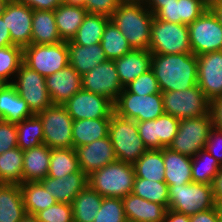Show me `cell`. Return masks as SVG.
<instances>
[{"mask_svg":"<svg viewBox=\"0 0 222 222\" xmlns=\"http://www.w3.org/2000/svg\"><path fill=\"white\" fill-rule=\"evenodd\" d=\"M197 69L193 53L152 54L151 70L161 92L183 91L197 85Z\"/></svg>","mask_w":222,"mask_h":222,"instance_id":"obj_1","label":"cell"},{"mask_svg":"<svg viewBox=\"0 0 222 222\" xmlns=\"http://www.w3.org/2000/svg\"><path fill=\"white\" fill-rule=\"evenodd\" d=\"M153 18L143 2L119 3L110 17L132 49L143 50H149Z\"/></svg>","mask_w":222,"mask_h":222,"instance_id":"obj_2","label":"cell"},{"mask_svg":"<svg viewBox=\"0 0 222 222\" xmlns=\"http://www.w3.org/2000/svg\"><path fill=\"white\" fill-rule=\"evenodd\" d=\"M135 179L133 164L116 160L92 172L88 185L102 197L124 198L132 193Z\"/></svg>","mask_w":222,"mask_h":222,"instance_id":"obj_3","label":"cell"},{"mask_svg":"<svg viewBox=\"0 0 222 222\" xmlns=\"http://www.w3.org/2000/svg\"><path fill=\"white\" fill-rule=\"evenodd\" d=\"M108 136L118 161L134 164L148 150L139 137L136 121L115 113L110 119Z\"/></svg>","mask_w":222,"mask_h":222,"instance_id":"obj_4","label":"cell"},{"mask_svg":"<svg viewBox=\"0 0 222 222\" xmlns=\"http://www.w3.org/2000/svg\"><path fill=\"white\" fill-rule=\"evenodd\" d=\"M149 51L151 54L192 53L188 25L162 21L154 16Z\"/></svg>","mask_w":222,"mask_h":222,"instance_id":"obj_5","label":"cell"},{"mask_svg":"<svg viewBox=\"0 0 222 222\" xmlns=\"http://www.w3.org/2000/svg\"><path fill=\"white\" fill-rule=\"evenodd\" d=\"M168 191V209L188 216L216 206L212 185L190 182L180 186H168Z\"/></svg>","mask_w":222,"mask_h":222,"instance_id":"obj_6","label":"cell"},{"mask_svg":"<svg viewBox=\"0 0 222 222\" xmlns=\"http://www.w3.org/2000/svg\"><path fill=\"white\" fill-rule=\"evenodd\" d=\"M213 127L211 113L206 116L181 119L178 132L168 148L188 157L195 156L199 151L205 149Z\"/></svg>","mask_w":222,"mask_h":222,"instance_id":"obj_7","label":"cell"},{"mask_svg":"<svg viewBox=\"0 0 222 222\" xmlns=\"http://www.w3.org/2000/svg\"><path fill=\"white\" fill-rule=\"evenodd\" d=\"M23 63L44 77L69 64L68 43L30 44L23 48Z\"/></svg>","mask_w":222,"mask_h":222,"instance_id":"obj_8","label":"cell"},{"mask_svg":"<svg viewBox=\"0 0 222 222\" xmlns=\"http://www.w3.org/2000/svg\"><path fill=\"white\" fill-rule=\"evenodd\" d=\"M164 112L181 120L210 114L211 101L198 84L183 91L162 92Z\"/></svg>","mask_w":222,"mask_h":222,"instance_id":"obj_9","label":"cell"},{"mask_svg":"<svg viewBox=\"0 0 222 222\" xmlns=\"http://www.w3.org/2000/svg\"><path fill=\"white\" fill-rule=\"evenodd\" d=\"M114 113L136 122L153 120L164 114L162 93L138 95L125 87L114 103Z\"/></svg>","mask_w":222,"mask_h":222,"instance_id":"obj_10","label":"cell"},{"mask_svg":"<svg viewBox=\"0 0 222 222\" xmlns=\"http://www.w3.org/2000/svg\"><path fill=\"white\" fill-rule=\"evenodd\" d=\"M42 121L44 142L51 149L73 148V118L64 105L52 104L36 114Z\"/></svg>","mask_w":222,"mask_h":222,"instance_id":"obj_11","label":"cell"},{"mask_svg":"<svg viewBox=\"0 0 222 222\" xmlns=\"http://www.w3.org/2000/svg\"><path fill=\"white\" fill-rule=\"evenodd\" d=\"M11 84L19 96L26 101L33 114H38L53 104L46 88L45 77L24 63L19 66Z\"/></svg>","mask_w":222,"mask_h":222,"instance_id":"obj_12","label":"cell"},{"mask_svg":"<svg viewBox=\"0 0 222 222\" xmlns=\"http://www.w3.org/2000/svg\"><path fill=\"white\" fill-rule=\"evenodd\" d=\"M188 30L194 55L222 50V25L210 7L188 25Z\"/></svg>","mask_w":222,"mask_h":222,"instance_id":"obj_13","label":"cell"},{"mask_svg":"<svg viewBox=\"0 0 222 222\" xmlns=\"http://www.w3.org/2000/svg\"><path fill=\"white\" fill-rule=\"evenodd\" d=\"M63 105L73 120L111 118L114 113L111 100L82 88Z\"/></svg>","mask_w":222,"mask_h":222,"instance_id":"obj_14","label":"cell"},{"mask_svg":"<svg viewBox=\"0 0 222 222\" xmlns=\"http://www.w3.org/2000/svg\"><path fill=\"white\" fill-rule=\"evenodd\" d=\"M82 89L105 96L116 102L123 86L118 77L114 60H107L81 76Z\"/></svg>","mask_w":222,"mask_h":222,"instance_id":"obj_15","label":"cell"},{"mask_svg":"<svg viewBox=\"0 0 222 222\" xmlns=\"http://www.w3.org/2000/svg\"><path fill=\"white\" fill-rule=\"evenodd\" d=\"M197 84L210 100L222 98V50L197 56Z\"/></svg>","mask_w":222,"mask_h":222,"instance_id":"obj_16","label":"cell"},{"mask_svg":"<svg viewBox=\"0 0 222 222\" xmlns=\"http://www.w3.org/2000/svg\"><path fill=\"white\" fill-rule=\"evenodd\" d=\"M33 10L27 5L9 0L1 15L11 37V45L22 48L31 44Z\"/></svg>","mask_w":222,"mask_h":222,"instance_id":"obj_17","label":"cell"},{"mask_svg":"<svg viewBox=\"0 0 222 222\" xmlns=\"http://www.w3.org/2000/svg\"><path fill=\"white\" fill-rule=\"evenodd\" d=\"M74 149L79 168L87 176L117 160L109 136L95 140L87 145L75 147Z\"/></svg>","mask_w":222,"mask_h":222,"instance_id":"obj_18","label":"cell"},{"mask_svg":"<svg viewBox=\"0 0 222 222\" xmlns=\"http://www.w3.org/2000/svg\"><path fill=\"white\" fill-rule=\"evenodd\" d=\"M45 81L53 104L63 105L82 88L81 75L70 64L45 77Z\"/></svg>","mask_w":222,"mask_h":222,"instance_id":"obj_19","label":"cell"},{"mask_svg":"<svg viewBox=\"0 0 222 222\" xmlns=\"http://www.w3.org/2000/svg\"><path fill=\"white\" fill-rule=\"evenodd\" d=\"M39 182L57 202L72 204L75 197L88 185V176L80 169L61 178L46 176Z\"/></svg>","mask_w":222,"mask_h":222,"instance_id":"obj_20","label":"cell"},{"mask_svg":"<svg viewBox=\"0 0 222 222\" xmlns=\"http://www.w3.org/2000/svg\"><path fill=\"white\" fill-rule=\"evenodd\" d=\"M128 222H162L167 208L130 193L122 198Z\"/></svg>","mask_w":222,"mask_h":222,"instance_id":"obj_21","label":"cell"},{"mask_svg":"<svg viewBox=\"0 0 222 222\" xmlns=\"http://www.w3.org/2000/svg\"><path fill=\"white\" fill-rule=\"evenodd\" d=\"M151 58L152 54L149 50L132 49L121 58L115 59V67L121 85L125 87L151 69Z\"/></svg>","mask_w":222,"mask_h":222,"instance_id":"obj_22","label":"cell"},{"mask_svg":"<svg viewBox=\"0 0 222 222\" xmlns=\"http://www.w3.org/2000/svg\"><path fill=\"white\" fill-rule=\"evenodd\" d=\"M22 183L38 182L49 172L51 148L46 144L23 151Z\"/></svg>","mask_w":222,"mask_h":222,"instance_id":"obj_23","label":"cell"},{"mask_svg":"<svg viewBox=\"0 0 222 222\" xmlns=\"http://www.w3.org/2000/svg\"><path fill=\"white\" fill-rule=\"evenodd\" d=\"M33 115L15 87L12 84H3L0 88V120L17 124Z\"/></svg>","mask_w":222,"mask_h":222,"instance_id":"obj_24","label":"cell"},{"mask_svg":"<svg viewBox=\"0 0 222 222\" xmlns=\"http://www.w3.org/2000/svg\"><path fill=\"white\" fill-rule=\"evenodd\" d=\"M163 158L165 182L168 186H180L193 182L191 174V157L172 151L168 147H164Z\"/></svg>","mask_w":222,"mask_h":222,"instance_id":"obj_25","label":"cell"},{"mask_svg":"<svg viewBox=\"0 0 222 222\" xmlns=\"http://www.w3.org/2000/svg\"><path fill=\"white\" fill-rule=\"evenodd\" d=\"M69 64L82 76L102 62L107 57L101 43L83 46L75 43H68Z\"/></svg>","mask_w":222,"mask_h":222,"instance_id":"obj_26","label":"cell"},{"mask_svg":"<svg viewBox=\"0 0 222 222\" xmlns=\"http://www.w3.org/2000/svg\"><path fill=\"white\" fill-rule=\"evenodd\" d=\"M25 215L20 185L0 183V222H20Z\"/></svg>","mask_w":222,"mask_h":222,"instance_id":"obj_27","label":"cell"},{"mask_svg":"<svg viewBox=\"0 0 222 222\" xmlns=\"http://www.w3.org/2000/svg\"><path fill=\"white\" fill-rule=\"evenodd\" d=\"M87 13L84 6L65 3L54 10L57 31L62 41H71Z\"/></svg>","mask_w":222,"mask_h":222,"instance_id":"obj_28","label":"cell"},{"mask_svg":"<svg viewBox=\"0 0 222 222\" xmlns=\"http://www.w3.org/2000/svg\"><path fill=\"white\" fill-rule=\"evenodd\" d=\"M111 118L73 120V148L108 136Z\"/></svg>","mask_w":222,"mask_h":222,"instance_id":"obj_29","label":"cell"},{"mask_svg":"<svg viewBox=\"0 0 222 222\" xmlns=\"http://www.w3.org/2000/svg\"><path fill=\"white\" fill-rule=\"evenodd\" d=\"M61 41L54 11L33 10L31 44H56Z\"/></svg>","mask_w":222,"mask_h":222,"instance_id":"obj_30","label":"cell"},{"mask_svg":"<svg viewBox=\"0 0 222 222\" xmlns=\"http://www.w3.org/2000/svg\"><path fill=\"white\" fill-rule=\"evenodd\" d=\"M137 178L165 182V167L162 149L147 150L134 164Z\"/></svg>","mask_w":222,"mask_h":222,"instance_id":"obj_31","label":"cell"},{"mask_svg":"<svg viewBox=\"0 0 222 222\" xmlns=\"http://www.w3.org/2000/svg\"><path fill=\"white\" fill-rule=\"evenodd\" d=\"M103 197L87 185L72 202L74 222H94Z\"/></svg>","mask_w":222,"mask_h":222,"instance_id":"obj_32","label":"cell"},{"mask_svg":"<svg viewBox=\"0 0 222 222\" xmlns=\"http://www.w3.org/2000/svg\"><path fill=\"white\" fill-rule=\"evenodd\" d=\"M110 17L87 13L77 33L67 43L89 46L101 43L104 28Z\"/></svg>","mask_w":222,"mask_h":222,"instance_id":"obj_33","label":"cell"},{"mask_svg":"<svg viewBox=\"0 0 222 222\" xmlns=\"http://www.w3.org/2000/svg\"><path fill=\"white\" fill-rule=\"evenodd\" d=\"M20 188L26 214L36 215L57 202L39 181L22 183Z\"/></svg>","mask_w":222,"mask_h":222,"instance_id":"obj_34","label":"cell"},{"mask_svg":"<svg viewBox=\"0 0 222 222\" xmlns=\"http://www.w3.org/2000/svg\"><path fill=\"white\" fill-rule=\"evenodd\" d=\"M17 146L22 150L40 146L44 142L43 124L41 119L34 114L16 124Z\"/></svg>","mask_w":222,"mask_h":222,"instance_id":"obj_35","label":"cell"},{"mask_svg":"<svg viewBox=\"0 0 222 222\" xmlns=\"http://www.w3.org/2000/svg\"><path fill=\"white\" fill-rule=\"evenodd\" d=\"M23 151L13 148L0 154V183L22 184Z\"/></svg>","mask_w":222,"mask_h":222,"instance_id":"obj_36","label":"cell"},{"mask_svg":"<svg viewBox=\"0 0 222 222\" xmlns=\"http://www.w3.org/2000/svg\"><path fill=\"white\" fill-rule=\"evenodd\" d=\"M101 46L108 60L121 58L132 50L126 38L111 19L104 28Z\"/></svg>","mask_w":222,"mask_h":222,"instance_id":"obj_37","label":"cell"},{"mask_svg":"<svg viewBox=\"0 0 222 222\" xmlns=\"http://www.w3.org/2000/svg\"><path fill=\"white\" fill-rule=\"evenodd\" d=\"M191 161L192 181L194 183L212 185V182L221 167L219 162L206 149L201 150L195 156H192Z\"/></svg>","mask_w":222,"mask_h":222,"instance_id":"obj_38","label":"cell"},{"mask_svg":"<svg viewBox=\"0 0 222 222\" xmlns=\"http://www.w3.org/2000/svg\"><path fill=\"white\" fill-rule=\"evenodd\" d=\"M80 170L77 155L74 148L51 149L49 164V177L61 178L64 175Z\"/></svg>","mask_w":222,"mask_h":222,"instance_id":"obj_39","label":"cell"},{"mask_svg":"<svg viewBox=\"0 0 222 222\" xmlns=\"http://www.w3.org/2000/svg\"><path fill=\"white\" fill-rule=\"evenodd\" d=\"M132 193L147 201L164 205L168 209L169 191L166 182L151 181L135 176Z\"/></svg>","mask_w":222,"mask_h":222,"instance_id":"obj_40","label":"cell"},{"mask_svg":"<svg viewBox=\"0 0 222 222\" xmlns=\"http://www.w3.org/2000/svg\"><path fill=\"white\" fill-rule=\"evenodd\" d=\"M23 63V48L17 45L0 47V81L11 84Z\"/></svg>","mask_w":222,"mask_h":222,"instance_id":"obj_41","label":"cell"},{"mask_svg":"<svg viewBox=\"0 0 222 222\" xmlns=\"http://www.w3.org/2000/svg\"><path fill=\"white\" fill-rule=\"evenodd\" d=\"M94 222H128L121 198L103 197Z\"/></svg>","mask_w":222,"mask_h":222,"instance_id":"obj_42","label":"cell"},{"mask_svg":"<svg viewBox=\"0 0 222 222\" xmlns=\"http://www.w3.org/2000/svg\"><path fill=\"white\" fill-rule=\"evenodd\" d=\"M38 222H74L72 204L56 202L36 215Z\"/></svg>","mask_w":222,"mask_h":222,"instance_id":"obj_43","label":"cell"},{"mask_svg":"<svg viewBox=\"0 0 222 222\" xmlns=\"http://www.w3.org/2000/svg\"><path fill=\"white\" fill-rule=\"evenodd\" d=\"M180 120L170 114H162L156 118V137L168 147L178 132Z\"/></svg>","mask_w":222,"mask_h":222,"instance_id":"obj_44","label":"cell"},{"mask_svg":"<svg viewBox=\"0 0 222 222\" xmlns=\"http://www.w3.org/2000/svg\"><path fill=\"white\" fill-rule=\"evenodd\" d=\"M125 88L134 94L149 95L154 93H162L158 81L151 69L135 78L125 86Z\"/></svg>","mask_w":222,"mask_h":222,"instance_id":"obj_45","label":"cell"},{"mask_svg":"<svg viewBox=\"0 0 222 222\" xmlns=\"http://www.w3.org/2000/svg\"><path fill=\"white\" fill-rule=\"evenodd\" d=\"M177 2L180 10V24L189 25L209 8L206 0H177Z\"/></svg>","mask_w":222,"mask_h":222,"instance_id":"obj_46","label":"cell"},{"mask_svg":"<svg viewBox=\"0 0 222 222\" xmlns=\"http://www.w3.org/2000/svg\"><path fill=\"white\" fill-rule=\"evenodd\" d=\"M139 137L143 140L145 147L149 149H162L165 146L156 137V119L136 122Z\"/></svg>","mask_w":222,"mask_h":222,"instance_id":"obj_47","label":"cell"},{"mask_svg":"<svg viewBox=\"0 0 222 222\" xmlns=\"http://www.w3.org/2000/svg\"><path fill=\"white\" fill-rule=\"evenodd\" d=\"M16 147H18L16 124L0 120V154Z\"/></svg>","mask_w":222,"mask_h":222,"instance_id":"obj_48","label":"cell"},{"mask_svg":"<svg viewBox=\"0 0 222 222\" xmlns=\"http://www.w3.org/2000/svg\"><path fill=\"white\" fill-rule=\"evenodd\" d=\"M118 5V0H86L84 7L88 13L111 17Z\"/></svg>","mask_w":222,"mask_h":222,"instance_id":"obj_49","label":"cell"},{"mask_svg":"<svg viewBox=\"0 0 222 222\" xmlns=\"http://www.w3.org/2000/svg\"><path fill=\"white\" fill-rule=\"evenodd\" d=\"M205 149L222 165V130L215 127L211 129Z\"/></svg>","mask_w":222,"mask_h":222,"instance_id":"obj_50","label":"cell"},{"mask_svg":"<svg viewBox=\"0 0 222 222\" xmlns=\"http://www.w3.org/2000/svg\"><path fill=\"white\" fill-rule=\"evenodd\" d=\"M157 19L180 24V10L177 0L161 3V9L154 15Z\"/></svg>","mask_w":222,"mask_h":222,"instance_id":"obj_51","label":"cell"},{"mask_svg":"<svg viewBox=\"0 0 222 222\" xmlns=\"http://www.w3.org/2000/svg\"><path fill=\"white\" fill-rule=\"evenodd\" d=\"M20 4L27 5L32 10H51L54 11L63 0H14Z\"/></svg>","mask_w":222,"mask_h":222,"instance_id":"obj_52","label":"cell"},{"mask_svg":"<svg viewBox=\"0 0 222 222\" xmlns=\"http://www.w3.org/2000/svg\"><path fill=\"white\" fill-rule=\"evenodd\" d=\"M190 222H221L220 208L215 206L212 209L200 211L191 215Z\"/></svg>","mask_w":222,"mask_h":222,"instance_id":"obj_53","label":"cell"},{"mask_svg":"<svg viewBox=\"0 0 222 222\" xmlns=\"http://www.w3.org/2000/svg\"><path fill=\"white\" fill-rule=\"evenodd\" d=\"M210 113L212 114L213 126L222 130V98L211 101Z\"/></svg>","mask_w":222,"mask_h":222,"instance_id":"obj_54","label":"cell"},{"mask_svg":"<svg viewBox=\"0 0 222 222\" xmlns=\"http://www.w3.org/2000/svg\"><path fill=\"white\" fill-rule=\"evenodd\" d=\"M212 190L215 205L222 208V165L212 182Z\"/></svg>","mask_w":222,"mask_h":222,"instance_id":"obj_55","label":"cell"},{"mask_svg":"<svg viewBox=\"0 0 222 222\" xmlns=\"http://www.w3.org/2000/svg\"><path fill=\"white\" fill-rule=\"evenodd\" d=\"M162 222H190V216L167 209Z\"/></svg>","mask_w":222,"mask_h":222,"instance_id":"obj_56","label":"cell"},{"mask_svg":"<svg viewBox=\"0 0 222 222\" xmlns=\"http://www.w3.org/2000/svg\"><path fill=\"white\" fill-rule=\"evenodd\" d=\"M11 45V37L9 30L0 16V47H6Z\"/></svg>","mask_w":222,"mask_h":222,"instance_id":"obj_57","label":"cell"},{"mask_svg":"<svg viewBox=\"0 0 222 222\" xmlns=\"http://www.w3.org/2000/svg\"><path fill=\"white\" fill-rule=\"evenodd\" d=\"M174 0H144L146 8L155 15L161 9V3H170Z\"/></svg>","mask_w":222,"mask_h":222,"instance_id":"obj_58","label":"cell"},{"mask_svg":"<svg viewBox=\"0 0 222 222\" xmlns=\"http://www.w3.org/2000/svg\"><path fill=\"white\" fill-rule=\"evenodd\" d=\"M209 7L218 17L219 22L222 25V0L212 2L211 4H209Z\"/></svg>","mask_w":222,"mask_h":222,"instance_id":"obj_59","label":"cell"},{"mask_svg":"<svg viewBox=\"0 0 222 222\" xmlns=\"http://www.w3.org/2000/svg\"><path fill=\"white\" fill-rule=\"evenodd\" d=\"M63 3L76 6H85L86 0H63Z\"/></svg>","mask_w":222,"mask_h":222,"instance_id":"obj_60","label":"cell"},{"mask_svg":"<svg viewBox=\"0 0 222 222\" xmlns=\"http://www.w3.org/2000/svg\"><path fill=\"white\" fill-rule=\"evenodd\" d=\"M20 222H38L35 215L26 214Z\"/></svg>","mask_w":222,"mask_h":222,"instance_id":"obj_61","label":"cell"},{"mask_svg":"<svg viewBox=\"0 0 222 222\" xmlns=\"http://www.w3.org/2000/svg\"><path fill=\"white\" fill-rule=\"evenodd\" d=\"M9 0H0V16L3 14L6 4Z\"/></svg>","mask_w":222,"mask_h":222,"instance_id":"obj_62","label":"cell"},{"mask_svg":"<svg viewBox=\"0 0 222 222\" xmlns=\"http://www.w3.org/2000/svg\"><path fill=\"white\" fill-rule=\"evenodd\" d=\"M119 3H137L144 2V0H118Z\"/></svg>","mask_w":222,"mask_h":222,"instance_id":"obj_63","label":"cell"},{"mask_svg":"<svg viewBox=\"0 0 222 222\" xmlns=\"http://www.w3.org/2000/svg\"><path fill=\"white\" fill-rule=\"evenodd\" d=\"M208 4H211L214 1H220V0H206Z\"/></svg>","mask_w":222,"mask_h":222,"instance_id":"obj_64","label":"cell"},{"mask_svg":"<svg viewBox=\"0 0 222 222\" xmlns=\"http://www.w3.org/2000/svg\"><path fill=\"white\" fill-rule=\"evenodd\" d=\"M220 213H221V222H222V208H220Z\"/></svg>","mask_w":222,"mask_h":222,"instance_id":"obj_65","label":"cell"},{"mask_svg":"<svg viewBox=\"0 0 222 222\" xmlns=\"http://www.w3.org/2000/svg\"><path fill=\"white\" fill-rule=\"evenodd\" d=\"M3 84H4V83H2V82L0 81V88L3 86Z\"/></svg>","mask_w":222,"mask_h":222,"instance_id":"obj_66","label":"cell"}]
</instances>
